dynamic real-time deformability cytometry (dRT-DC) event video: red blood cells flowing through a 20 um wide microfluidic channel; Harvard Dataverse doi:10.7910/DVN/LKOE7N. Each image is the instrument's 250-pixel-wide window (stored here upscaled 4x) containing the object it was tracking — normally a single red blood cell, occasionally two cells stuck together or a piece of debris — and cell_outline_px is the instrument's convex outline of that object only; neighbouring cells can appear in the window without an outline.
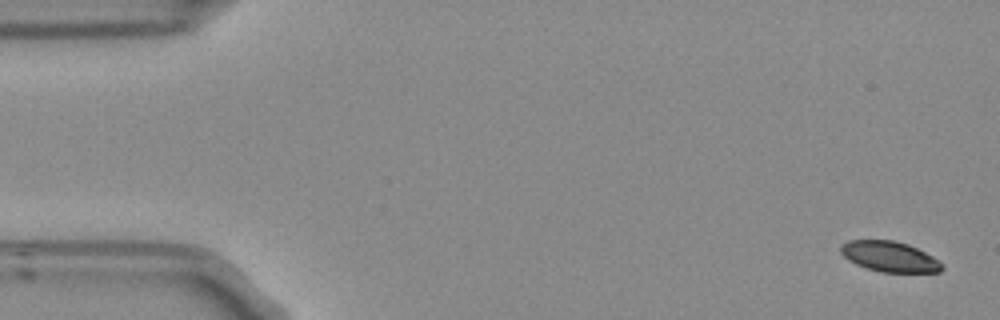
{"species": "Egyptian fruit bat (a non-hibernating species)", "species_latin": "Rousettus aegyptiacus", "temperature_condition": "room temperature", "stored_images_in_passage": 5, "camera_frame_rate_fps": 3000, "um_per_image_px": 0.085, "frame": {"image": 1, "passage_image": 1, "time_ms": 0.0, "image_size_px": [1000, 320], "cell_outline_px": [[944, 268], [940, 272], [880, 272], [856, 264], [848, 260], [840, 252], [840, 244], [848, 240], [892, 240], [908, 244], [932, 256], [944, 264]], "centroid_in_image_um": [75.6, 21.81], "position_along_channel_um": 9.4, "area_um2": 17.98}}
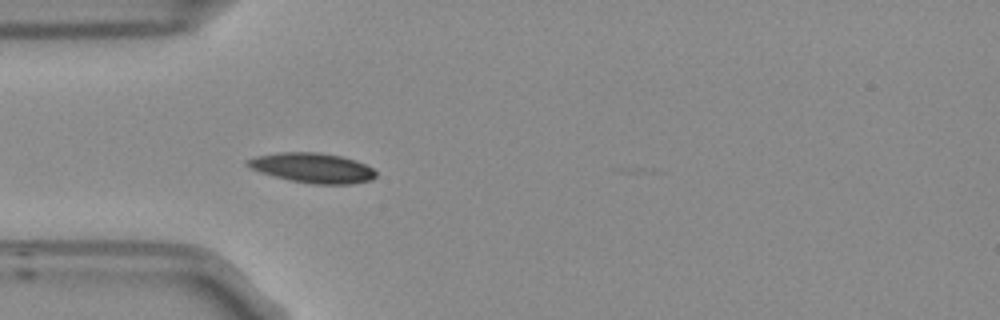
{"frame": {"image": 2, "passage_image": 5, "time_ms": 1.333, "image_size_px": [1000, 320], "cell_outline_px": [[376, 176], [372, 180], [352, 184], [312, 184], [292, 180], [276, 176], [252, 168], [244, 164], [244, 160], [256, 156], [280, 152], [320, 152], [340, 156], [356, 160], [372, 168], [376, 172]], "centroid_in_image_um": [26.59, 14.26], "position_along_channel_um": 58.4, "area_um2": 22.2}}